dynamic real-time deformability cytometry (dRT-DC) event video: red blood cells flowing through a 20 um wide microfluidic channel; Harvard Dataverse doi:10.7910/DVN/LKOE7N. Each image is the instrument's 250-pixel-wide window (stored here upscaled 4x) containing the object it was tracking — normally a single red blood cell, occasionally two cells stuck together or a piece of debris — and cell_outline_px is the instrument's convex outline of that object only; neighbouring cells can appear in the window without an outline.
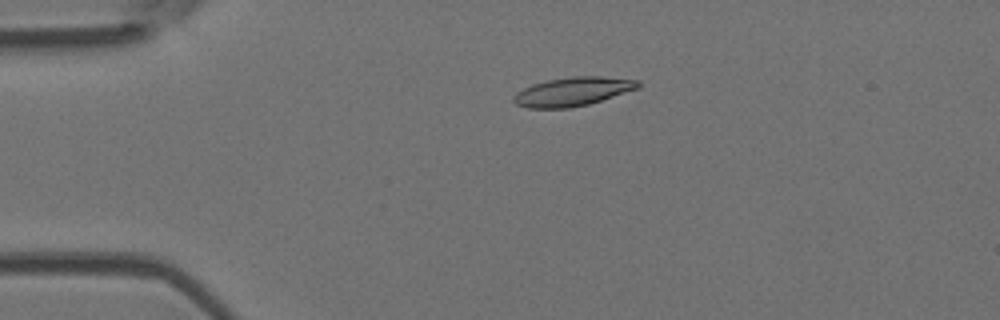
{"species": "Egyptian fruit bat (a non-hibernating species)", "species_latin": "Rousettus aegyptiacus", "temperature_condition": "room temperature", "stored_images_in_passage": 34, "camera_frame_rate_fps": 3000, "um_per_image_px": 0.085, "animal": {"sex": "female"}, "frame": {"image": 1, "passage_image": 1, "time_ms": 0.0, "image_size_px": [1000, 320], "cell_outline_px": [[640, 88], [588, 104], [568, 108], [528, 108], [516, 104], [512, 100], [512, 96], [516, 92], [532, 84], [548, 80], [572, 76], [600, 76], [640, 80]], "centroid_in_image_um": [48.68, 7.78], "position_along_channel_um": 36.3, "area_um2": 20.92}}
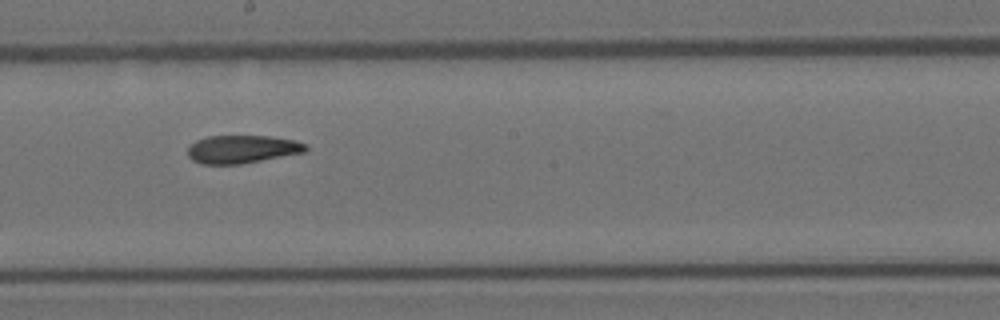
{"frame": {"image": 2, "passage_image": 18, "time_ms": 5.667, "image_size_px": [1000, 320], "cell_outline_px": [[308, 148], [304, 152], [240, 164], [200, 164], [192, 160], [188, 156], [188, 148], [196, 140], [208, 136], [268, 136], [292, 140], [308, 144]], "centroid_in_image_um": [20.56, 12.68], "position_along_channel_um": 227.6, "area_um2": 19.13}}
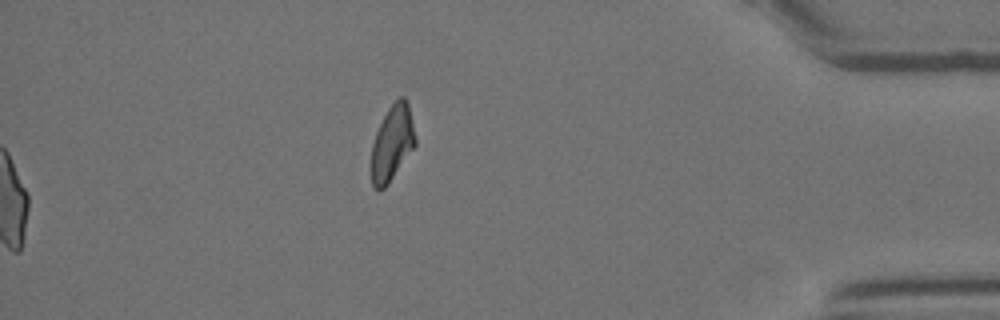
{"frame": {"image": 3, "passage_image": 34, "time_ms": 11.0, "image_size_px": [1000, 320], "cell_outline_px": [[416, 144], [388, 184], [384, 188], [376, 188], [372, 184], [372, 144], [376, 132], [388, 108], [400, 96], [404, 96], [408, 104], [416, 140]], "centroid_in_image_um": [33.34, 12.14], "position_along_channel_um": 401.9, "area_um2": 18.84}, "authors_computed_cell_mechanics": {"area_um2": 20.0277, "velocity_mm_per_s": 4.0379, "shape_relaxation_time_tau1_ms": 8.6777, "shape_relaxation_time_tau2_ms": 3.821, "deformation_change_tau1": 0.2325, "deformation_change_tau2": 0.1225}}